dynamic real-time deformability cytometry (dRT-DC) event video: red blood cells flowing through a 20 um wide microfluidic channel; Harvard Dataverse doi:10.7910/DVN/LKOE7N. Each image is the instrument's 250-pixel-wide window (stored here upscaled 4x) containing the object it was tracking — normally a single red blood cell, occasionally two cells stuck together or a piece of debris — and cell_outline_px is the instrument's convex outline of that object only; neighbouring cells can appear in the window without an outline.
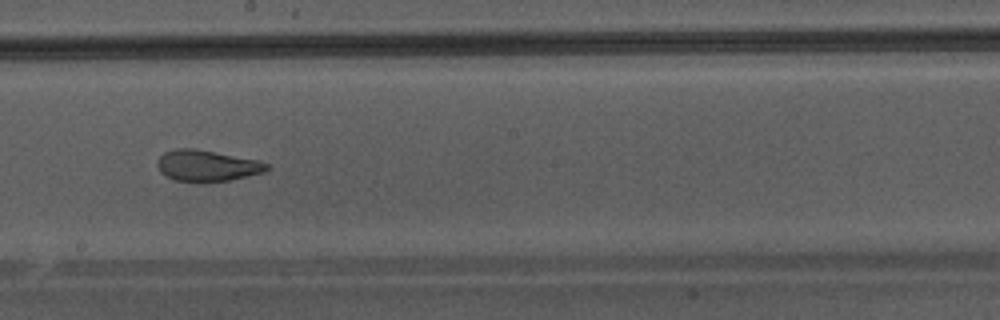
{"species": "Egyptian fruit bat (a non-hibernating species)", "species_latin": "Rousettus aegyptiacus", "temperature_condition": "warm", "stored_images_in_passage": 46, "camera_frame_rate_fps": 3000, "um_per_image_px": 0.085, "animal": {"sex": "male"}, "frame": {"image": 1, "passage_image": 27, "time_ms": 8.667, "image_size_px": [1000, 320], "cell_outline_px": [[272, 168], [264, 172], [228, 180], [204, 184], [176, 180], [160, 172], [156, 164], [160, 156], [164, 152], [176, 148], [192, 148], [216, 152], [260, 160], [268, 164]], "centroid_in_image_um": [17.61, 14.1], "position_along_channel_um": 230.6, "area_um2": 20.23}}